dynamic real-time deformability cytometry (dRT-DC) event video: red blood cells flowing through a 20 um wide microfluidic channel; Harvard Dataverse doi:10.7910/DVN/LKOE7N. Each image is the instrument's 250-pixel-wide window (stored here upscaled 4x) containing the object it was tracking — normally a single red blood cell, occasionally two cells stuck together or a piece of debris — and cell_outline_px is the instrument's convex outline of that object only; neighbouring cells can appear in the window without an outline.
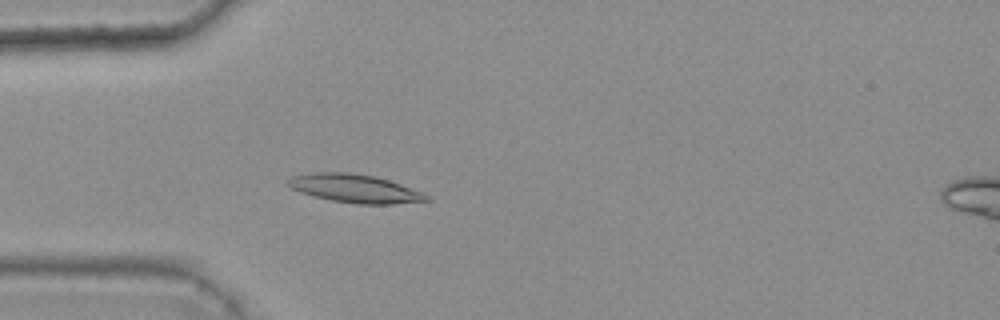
{"species": "common noctule bat (a hibernating species)", "species_latin": "Nyctalus noctula", "temperature_condition": "warm", "stored_images_in_passage": 45, "camera_frame_rate_fps": 3000, "um_per_image_px": 0.085, "animal": {"sex": "female", "body_mass_g": 25.1}, "frame": {"image": 1, "passage_image": 15, "time_ms": 4.667, "image_size_px": [1000, 320], "cell_outline_px": [[432, 200], [392, 204], [356, 204], [332, 200], [300, 192], [284, 184], [292, 176], [308, 172], [348, 172], [376, 176], [400, 184], [420, 192], [428, 196]], "centroid_in_image_um": [30.11, 16.01], "position_along_channel_um": 54.9, "area_um2": 22.77}}
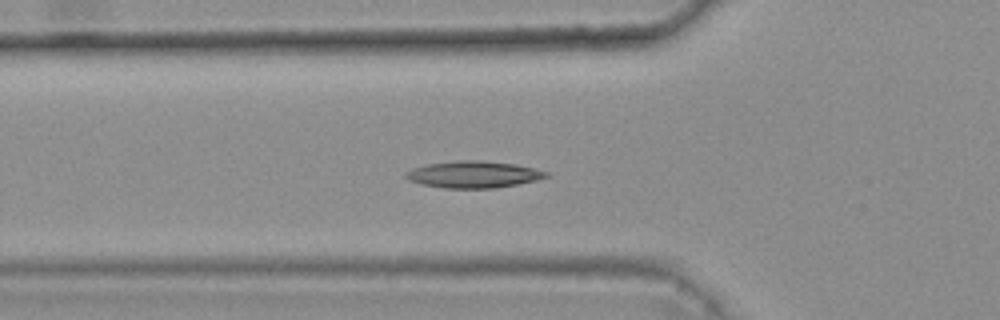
{"frame": {"image": 2, "passage_image": 18, "time_ms": 5.667, "image_size_px": [1000, 320], "cell_outline_px": [[548, 176], [536, 180], [516, 184], [492, 188], [444, 188], [420, 184], [408, 180], [404, 176], [412, 168], [428, 164], [464, 160], [476, 160], [516, 164], [548, 172]], "centroid_in_image_um": [40.22, 14.83], "position_along_channel_um": 85.6, "area_um2": 21.56}}
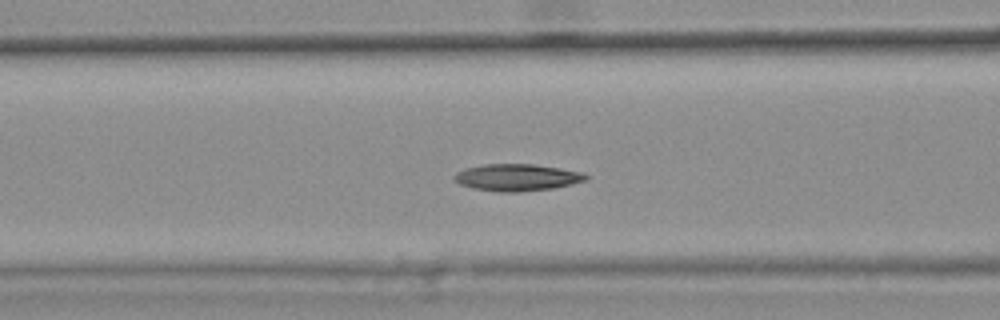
{"frame": {"image": 3, "passage_image": 21, "time_ms": 6.667, "image_size_px": [1000, 320], "cell_outline_px": [[588, 180], [572, 184], [552, 188], [520, 192], [496, 192], [472, 188], [460, 184], [452, 180], [452, 176], [456, 172], [464, 168], [484, 164], [532, 164], [560, 168], [584, 172], [588, 176]], "centroid_in_image_um": [43.91, 15.08], "position_along_channel_um": 122.7, "area_um2": 20.92}, "authors_computed_cell_mechanics": {"area_um2": 20.1144, "velocity_mm_per_s": 3.6823, "shape_relaxation_time_tau1_ms": 10.1883, "shape_relaxation_time_tau2_ms": 2.8377, "deformation_change_tau1": 0.2222, "deformation_change_tau2": 0.0754}}